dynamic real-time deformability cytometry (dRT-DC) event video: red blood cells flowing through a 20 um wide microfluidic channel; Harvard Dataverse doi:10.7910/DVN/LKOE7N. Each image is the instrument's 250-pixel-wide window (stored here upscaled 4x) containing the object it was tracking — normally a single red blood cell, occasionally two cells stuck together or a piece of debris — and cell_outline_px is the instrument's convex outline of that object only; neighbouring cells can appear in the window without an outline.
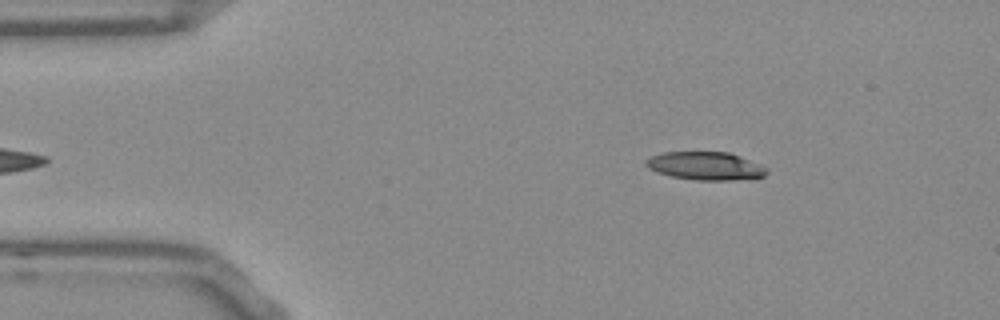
{"species": "Egyptian fruit bat (a non-hibernating species)", "species_latin": "Rousettus aegyptiacus", "temperature_condition": "room temperature", "stored_images_in_passage": 48, "camera_frame_rate_fps": 3000, "um_per_image_px": 0.085, "frame": {"image": 1, "passage_image": 3, "time_ms": 0.667, "image_size_px": [1000, 320], "cell_outline_px": [[768, 172], [764, 176], [732, 180], [696, 180], [672, 176], [656, 172], [648, 168], [644, 164], [644, 160], [652, 156], [664, 152], [728, 152], [768, 168]], "centroid_in_image_um": [59.92, 14.1], "position_along_channel_um": 25.1, "area_um2": 19.59}}
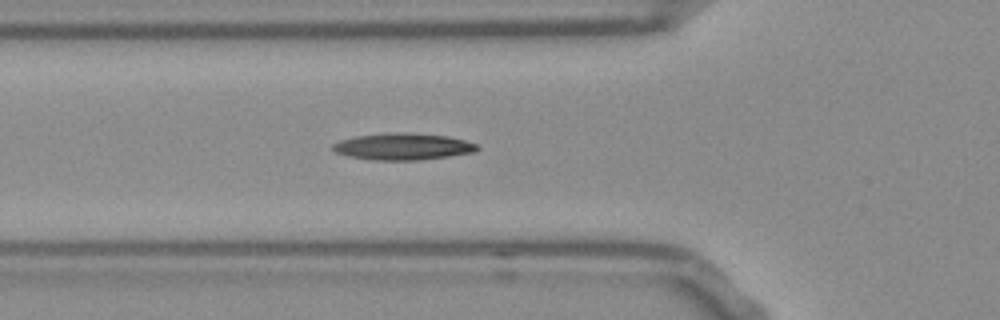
{"frame": {"image": 2, "passage_image": 13, "time_ms": 4.0, "image_size_px": [1000, 320], "cell_outline_px": [[480, 148], [476, 152], [420, 160], [376, 160], [348, 156], [336, 152], [332, 148], [332, 144], [340, 140], [356, 136], [388, 132], [408, 132], [448, 136], [464, 140], [476, 144]], "centroid_in_image_um": [34.26, 12.45], "position_along_channel_um": 91.5, "area_um2": 22.54}}
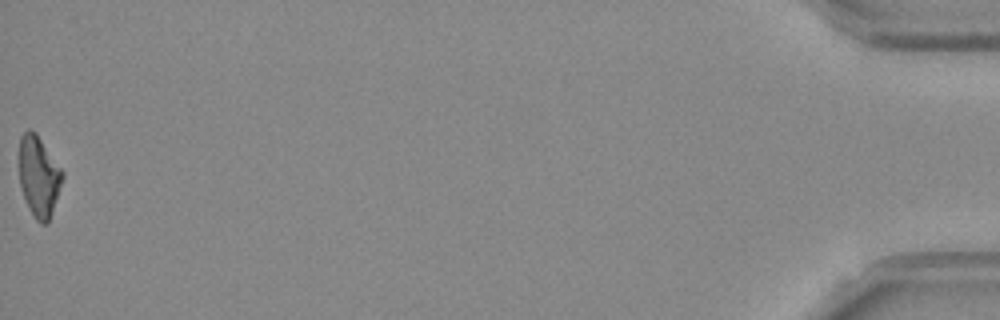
{"frame": {"image": 3, "passage_image": 48, "time_ms": 15.667, "image_size_px": [1000, 320], "cell_outline_px": [[64, 176], [48, 224], [40, 224], [36, 220], [28, 208], [20, 184], [20, 136], [28, 128], [32, 128], [36, 132], [64, 172]], "centroid_in_image_um": [3.31, 14.98], "position_along_channel_um": 431.9, "area_um2": 20.35}}